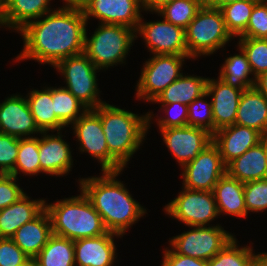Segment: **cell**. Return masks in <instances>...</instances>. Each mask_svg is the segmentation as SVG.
I'll return each mask as SVG.
<instances>
[{"mask_svg": "<svg viewBox=\"0 0 267 266\" xmlns=\"http://www.w3.org/2000/svg\"><path fill=\"white\" fill-rule=\"evenodd\" d=\"M234 236L212 259L207 261L208 266H253L263 254L253 251V243L249 246L237 244Z\"/></svg>", "mask_w": 267, "mask_h": 266, "instance_id": "4dcf8cb0", "label": "cell"}, {"mask_svg": "<svg viewBox=\"0 0 267 266\" xmlns=\"http://www.w3.org/2000/svg\"><path fill=\"white\" fill-rule=\"evenodd\" d=\"M262 134L253 128L233 124L218 129L213 134V143L218 147L227 166L251 147L261 141Z\"/></svg>", "mask_w": 267, "mask_h": 266, "instance_id": "ffe728a7", "label": "cell"}, {"mask_svg": "<svg viewBox=\"0 0 267 266\" xmlns=\"http://www.w3.org/2000/svg\"><path fill=\"white\" fill-rule=\"evenodd\" d=\"M180 170H182L180 174L183 179L182 187L213 191L219 179L226 174V165L218 147L212 142Z\"/></svg>", "mask_w": 267, "mask_h": 266, "instance_id": "8fae6325", "label": "cell"}, {"mask_svg": "<svg viewBox=\"0 0 267 266\" xmlns=\"http://www.w3.org/2000/svg\"><path fill=\"white\" fill-rule=\"evenodd\" d=\"M114 237L122 238L108 231L98 237L75 240V266H114L117 259Z\"/></svg>", "mask_w": 267, "mask_h": 266, "instance_id": "d6986e66", "label": "cell"}, {"mask_svg": "<svg viewBox=\"0 0 267 266\" xmlns=\"http://www.w3.org/2000/svg\"><path fill=\"white\" fill-rule=\"evenodd\" d=\"M178 196L164 207L169 217L186 226H210V222L219 218L213 191H199L181 188Z\"/></svg>", "mask_w": 267, "mask_h": 266, "instance_id": "30bf717a", "label": "cell"}, {"mask_svg": "<svg viewBox=\"0 0 267 266\" xmlns=\"http://www.w3.org/2000/svg\"><path fill=\"white\" fill-rule=\"evenodd\" d=\"M226 173L242 183L266 179L267 156L263 144L259 142L231 161L226 166Z\"/></svg>", "mask_w": 267, "mask_h": 266, "instance_id": "603a6c76", "label": "cell"}, {"mask_svg": "<svg viewBox=\"0 0 267 266\" xmlns=\"http://www.w3.org/2000/svg\"><path fill=\"white\" fill-rule=\"evenodd\" d=\"M143 16L135 31L142 37L151 55H188L185 30L161 17V20L146 22ZM152 53V54H151Z\"/></svg>", "mask_w": 267, "mask_h": 266, "instance_id": "7c38bea8", "label": "cell"}, {"mask_svg": "<svg viewBox=\"0 0 267 266\" xmlns=\"http://www.w3.org/2000/svg\"><path fill=\"white\" fill-rule=\"evenodd\" d=\"M49 132H41L39 136V162L40 173L49 176H66L72 171L73 159L70 143H68L61 134Z\"/></svg>", "mask_w": 267, "mask_h": 266, "instance_id": "e0dca14e", "label": "cell"}, {"mask_svg": "<svg viewBox=\"0 0 267 266\" xmlns=\"http://www.w3.org/2000/svg\"><path fill=\"white\" fill-rule=\"evenodd\" d=\"M206 91L211 98L214 133L223 127L235 124L237 109L244 90L227 85L219 77L208 78Z\"/></svg>", "mask_w": 267, "mask_h": 266, "instance_id": "ac0fdd59", "label": "cell"}, {"mask_svg": "<svg viewBox=\"0 0 267 266\" xmlns=\"http://www.w3.org/2000/svg\"><path fill=\"white\" fill-rule=\"evenodd\" d=\"M52 0H5L4 28L19 32L51 9Z\"/></svg>", "mask_w": 267, "mask_h": 266, "instance_id": "484cf974", "label": "cell"}, {"mask_svg": "<svg viewBox=\"0 0 267 266\" xmlns=\"http://www.w3.org/2000/svg\"><path fill=\"white\" fill-rule=\"evenodd\" d=\"M62 8L78 9L84 10V8L89 4L90 0H63Z\"/></svg>", "mask_w": 267, "mask_h": 266, "instance_id": "bcb514c9", "label": "cell"}, {"mask_svg": "<svg viewBox=\"0 0 267 266\" xmlns=\"http://www.w3.org/2000/svg\"><path fill=\"white\" fill-rule=\"evenodd\" d=\"M203 5H208L212 0H199Z\"/></svg>", "mask_w": 267, "mask_h": 266, "instance_id": "f5cc1de1", "label": "cell"}, {"mask_svg": "<svg viewBox=\"0 0 267 266\" xmlns=\"http://www.w3.org/2000/svg\"><path fill=\"white\" fill-rule=\"evenodd\" d=\"M259 0H239L221 7L227 30L235 39L247 28L254 5Z\"/></svg>", "mask_w": 267, "mask_h": 266, "instance_id": "d6a6232c", "label": "cell"}, {"mask_svg": "<svg viewBox=\"0 0 267 266\" xmlns=\"http://www.w3.org/2000/svg\"><path fill=\"white\" fill-rule=\"evenodd\" d=\"M190 229L169 238V247L179 255L204 261L212 259L235 236L219 224Z\"/></svg>", "mask_w": 267, "mask_h": 266, "instance_id": "9c48e42d", "label": "cell"}, {"mask_svg": "<svg viewBox=\"0 0 267 266\" xmlns=\"http://www.w3.org/2000/svg\"><path fill=\"white\" fill-rule=\"evenodd\" d=\"M52 101L54 102L55 115L65 127H70L88 110L63 86L52 87Z\"/></svg>", "mask_w": 267, "mask_h": 266, "instance_id": "1f68e13d", "label": "cell"}, {"mask_svg": "<svg viewBox=\"0 0 267 266\" xmlns=\"http://www.w3.org/2000/svg\"><path fill=\"white\" fill-rule=\"evenodd\" d=\"M121 171H102V176L80 178L78 188L100 214L106 229L123 236L147 210L133 198L123 181L117 179Z\"/></svg>", "mask_w": 267, "mask_h": 266, "instance_id": "7a4b0ae2", "label": "cell"}, {"mask_svg": "<svg viewBox=\"0 0 267 266\" xmlns=\"http://www.w3.org/2000/svg\"><path fill=\"white\" fill-rule=\"evenodd\" d=\"M240 37L267 39V4L264 0L254 5L246 31Z\"/></svg>", "mask_w": 267, "mask_h": 266, "instance_id": "ab89813d", "label": "cell"}, {"mask_svg": "<svg viewBox=\"0 0 267 266\" xmlns=\"http://www.w3.org/2000/svg\"><path fill=\"white\" fill-rule=\"evenodd\" d=\"M237 50L239 51L238 54L225 58V62L220 67L221 69H219L218 77L227 85L247 90L248 88L255 87L256 79L252 77L253 72L246 54L240 47Z\"/></svg>", "mask_w": 267, "mask_h": 266, "instance_id": "f1b7e54d", "label": "cell"}, {"mask_svg": "<svg viewBox=\"0 0 267 266\" xmlns=\"http://www.w3.org/2000/svg\"><path fill=\"white\" fill-rule=\"evenodd\" d=\"M25 96L34 117L35 123L41 132L62 131L65 126L59 121L54 112L52 101V87H43L41 90L31 89Z\"/></svg>", "mask_w": 267, "mask_h": 266, "instance_id": "4316f807", "label": "cell"}, {"mask_svg": "<svg viewBox=\"0 0 267 266\" xmlns=\"http://www.w3.org/2000/svg\"><path fill=\"white\" fill-rule=\"evenodd\" d=\"M235 124L267 133V99L256 87L243 91Z\"/></svg>", "mask_w": 267, "mask_h": 266, "instance_id": "cb8c5ba5", "label": "cell"}, {"mask_svg": "<svg viewBox=\"0 0 267 266\" xmlns=\"http://www.w3.org/2000/svg\"><path fill=\"white\" fill-rule=\"evenodd\" d=\"M235 1H239V0H212L208 4V6L219 8L220 9L224 5L229 4V3H232V2H235Z\"/></svg>", "mask_w": 267, "mask_h": 266, "instance_id": "c3c4849f", "label": "cell"}, {"mask_svg": "<svg viewBox=\"0 0 267 266\" xmlns=\"http://www.w3.org/2000/svg\"><path fill=\"white\" fill-rule=\"evenodd\" d=\"M162 258L161 266H208L207 261L179 255L169 247L163 250Z\"/></svg>", "mask_w": 267, "mask_h": 266, "instance_id": "ee69618b", "label": "cell"}, {"mask_svg": "<svg viewBox=\"0 0 267 266\" xmlns=\"http://www.w3.org/2000/svg\"><path fill=\"white\" fill-rule=\"evenodd\" d=\"M24 95L13 94L0 103V132L17 138L41 134Z\"/></svg>", "mask_w": 267, "mask_h": 266, "instance_id": "2e32d148", "label": "cell"}, {"mask_svg": "<svg viewBox=\"0 0 267 266\" xmlns=\"http://www.w3.org/2000/svg\"><path fill=\"white\" fill-rule=\"evenodd\" d=\"M143 11L155 13L173 0H140Z\"/></svg>", "mask_w": 267, "mask_h": 266, "instance_id": "f6af8a7d", "label": "cell"}, {"mask_svg": "<svg viewBox=\"0 0 267 266\" xmlns=\"http://www.w3.org/2000/svg\"><path fill=\"white\" fill-rule=\"evenodd\" d=\"M19 138L0 132V174H10L15 167Z\"/></svg>", "mask_w": 267, "mask_h": 266, "instance_id": "60d3db41", "label": "cell"}, {"mask_svg": "<svg viewBox=\"0 0 267 266\" xmlns=\"http://www.w3.org/2000/svg\"><path fill=\"white\" fill-rule=\"evenodd\" d=\"M53 235L51 219L44 209L32 221L21 226L11 237L14 243L33 260Z\"/></svg>", "mask_w": 267, "mask_h": 266, "instance_id": "44dd1931", "label": "cell"}, {"mask_svg": "<svg viewBox=\"0 0 267 266\" xmlns=\"http://www.w3.org/2000/svg\"><path fill=\"white\" fill-rule=\"evenodd\" d=\"M79 191L77 196L45 203L53 234L73 241L106 234L102 217L84 192Z\"/></svg>", "mask_w": 267, "mask_h": 266, "instance_id": "277c9868", "label": "cell"}, {"mask_svg": "<svg viewBox=\"0 0 267 266\" xmlns=\"http://www.w3.org/2000/svg\"><path fill=\"white\" fill-rule=\"evenodd\" d=\"M17 181L18 178L14 175L0 174V210L17 202L26 194Z\"/></svg>", "mask_w": 267, "mask_h": 266, "instance_id": "7bdbcfd3", "label": "cell"}, {"mask_svg": "<svg viewBox=\"0 0 267 266\" xmlns=\"http://www.w3.org/2000/svg\"><path fill=\"white\" fill-rule=\"evenodd\" d=\"M161 112L165 113V116H157L158 129H167L172 127H183L188 125V105L175 102L172 104H161ZM159 118V119H158Z\"/></svg>", "mask_w": 267, "mask_h": 266, "instance_id": "f35d334b", "label": "cell"}, {"mask_svg": "<svg viewBox=\"0 0 267 266\" xmlns=\"http://www.w3.org/2000/svg\"><path fill=\"white\" fill-rule=\"evenodd\" d=\"M71 128L76 141L79 142L78 150L95 158L101 166V171H109V150L100 116L93 109H88Z\"/></svg>", "mask_w": 267, "mask_h": 266, "instance_id": "5bb4252c", "label": "cell"}, {"mask_svg": "<svg viewBox=\"0 0 267 266\" xmlns=\"http://www.w3.org/2000/svg\"><path fill=\"white\" fill-rule=\"evenodd\" d=\"M99 25L91 37L85 32L84 54L99 70L126 64V58L135 43V30L123 25Z\"/></svg>", "mask_w": 267, "mask_h": 266, "instance_id": "5b68a950", "label": "cell"}, {"mask_svg": "<svg viewBox=\"0 0 267 266\" xmlns=\"http://www.w3.org/2000/svg\"><path fill=\"white\" fill-rule=\"evenodd\" d=\"M245 206L249 212L259 213L267 210V178L244 183Z\"/></svg>", "mask_w": 267, "mask_h": 266, "instance_id": "74e56055", "label": "cell"}, {"mask_svg": "<svg viewBox=\"0 0 267 266\" xmlns=\"http://www.w3.org/2000/svg\"><path fill=\"white\" fill-rule=\"evenodd\" d=\"M53 68L62 74L66 86L87 109H96L105 103L100 98L97 73L100 70L84 54L70 56L58 62Z\"/></svg>", "mask_w": 267, "mask_h": 266, "instance_id": "52a82bcc", "label": "cell"}, {"mask_svg": "<svg viewBox=\"0 0 267 266\" xmlns=\"http://www.w3.org/2000/svg\"><path fill=\"white\" fill-rule=\"evenodd\" d=\"M5 0H0V27L4 26Z\"/></svg>", "mask_w": 267, "mask_h": 266, "instance_id": "681fc988", "label": "cell"}, {"mask_svg": "<svg viewBox=\"0 0 267 266\" xmlns=\"http://www.w3.org/2000/svg\"><path fill=\"white\" fill-rule=\"evenodd\" d=\"M253 266H267V257L262 254L257 261L254 263Z\"/></svg>", "mask_w": 267, "mask_h": 266, "instance_id": "f907efd6", "label": "cell"}, {"mask_svg": "<svg viewBox=\"0 0 267 266\" xmlns=\"http://www.w3.org/2000/svg\"><path fill=\"white\" fill-rule=\"evenodd\" d=\"M234 39L227 30L221 9L202 5L185 29L188 56L192 60L210 56Z\"/></svg>", "mask_w": 267, "mask_h": 266, "instance_id": "8992f818", "label": "cell"}, {"mask_svg": "<svg viewBox=\"0 0 267 266\" xmlns=\"http://www.w3.org/2000/svg\"><path fill=\"white\" fill-rule=\"evenodd\" d=\"M213 193L219 215L226 214L239 219L247 217L244 183L226 173L215 185Z\"/></svg>", "mask_w": 267, "mask_h": 266, "instance_id": "d4e9b609", "label": "cell"}, {"mask_svg": "<svg viewBox=\"0 0 267 266\" xmlns=\"http://www.w3.org/2000/svg\"><path fill=\"white\" fill-rule=\"evenodd\" d=\"M202 5L199 0H173L155 14L185 30Z\"/></svg>", "mask_w": 267, "mask_h": 266, "instance_id": "e575fe53", "label": "cell"}, {"mask_svg": "<svg viewBox=\"0 0 267 266\" xmlns=\"http://www.w3.org/2000/svg\"><path fill=\"white\" fill-rule=\"evenodd\" d=\"M255 87L267 99V71L256 78Z\"/></svg>", "mask_w": 267, "mask_h": 266, "instance_id": "7dc6e473", "label": "cell"}, {"mask_svg": "<svg viewBox=\"0 0 267 266\" xmlns=\"http://www.w3.org/2000/svg\"><path fill=\"white\" fill-rule=\"evenodd\" d=\"M36 266H75L74 241L52 235L33 259Z\"/></svg>", "mask_w": 267, "mask_h": 266, "instance_id": "f546056e", "label": "cell"}, {"mask_svg": "<svg viewBox=\"0 0 267 266\" xmlns=\"http://www.w3.org/2000/svg\"><path fill=\"white\" fill-rule=\"evenodd\" d=\"M31 260L11 238H0V266L32 265Z\"/></svg>", "mask_w": 267, "mask_h": 266, "instance_id": "b9f144b4", "label": "cell"}, {"mask_svg": "<svg viewBox=\"0 0 267 266\" xmlns=\"http://www.w3.org/2000/svg\"><path fill=\"white\" fill-rule=\"evenodd\" d=\"M87 25L83 10L54 8L18 32L24 45L15 59L18 63L33 59L54 67L65 58L82 54Z\"/></svg>", "mask_w": 267, "mask_h": 266, "instance_id": "6da1fadb", "label": "cell"}, {"mask_svg": "<svg viewBox=\"0 0 267 266\" xmlns=\"http://www.w3.org/2000/svg\"><path fill=\"white\" fill-rule=\"evenodd\" d=\"M208 77L182 74L172 82L152 103L172 104L179 102L189 105L206 92Z\"/></svg>", "mask_w": 267, "mask_h": 266, "instance_id": "83f0119b", "label": "cell"}, {"mask_svg": "<svg viewBox=\"0 0 267 266\" xmlns=\"http://www.w3.org/2000/svg\"><path fill=\"white\" fill-rule=\"evenodd\" d=\"M188 55H153L143 63L136 85L137 100L152 103L158 95L183 74Z\"/></svg>", "mask_w": 267, "mask_h": 266, "instance_id": "ba28073f", "label": "cell"}, {"mask_svg": "<svg viewBox=\"0 0 267 266\" xmlns=\"http://www.w3.org/2000/svg\"><path fill=\"white\" fill-rule=\"evenodd\" d=\"M260 142L263 144V147L265 149L266 156H267V133H265V134H263L261 136V141Z\"/></svg>", "mask_w": 267, "mask_h": 266, "instance_id": "816d5d0a", "label": "cell"}, {"mask_svg": "<svg viewBox=\"0 0 267 266\" xmlns=\"http://www.w3.org/2000/svg\"><path fill=\"white\" fill-rule=\"evenodd\" d=\"M46 200L31 199L28 194L0 210V238H11L25 223L32 221L45 209Z\"/></svg>", "mask_w": 267, "mask_h": 266, "instance_id": "7402d4cb", "label": "cell"}, {"mask_svg": "<svg viewBox=\"0 0 267 266\" xmlns=\"http://www.w3.org/2000/svg\"><path fill=\"white\" fill-rule=\"evenodd\" d=\"M163 142L182 168L213 142V134L194 126L159 129Z\"/></svg>", "mask_w": 267, "mask_h": 266, "instance_id": "4fadbf2b", "label": "cell"}, {"mask_svg": "<svg viewBox=\"0 0 267 266\" xmlns=\"http://www.w3.org/2000/svg\"><path fill=\"white\" fill-rule=\"evenodd\" d=\"M33 176L40 174L39 137L19 138V150L14 170L10 173L19 179L18 175Z\"/></svg>", "mask_w": 267, "mask_h": 266, "instance_id": "836d02e7", "label": "cell"}, {"mask_svg": "<svg viewBox=\"0 0 267 266\" xmlns=\"http://www.w3.org/2000/svg\"><path fill=\"white\" fill-rule=\"evenodd\" d=\"M142 10L140 0H90L83 13L87 24L93 17L101 24L123 25L136 31Z\"/></svg>", "mask_w": 267, "mask_h": 266, "instance_id": "9a60e30c", "label": "cell"}, {"mask_svg": "<svg viewBox=\"0 0 267 266\" xmlns=\"http://www.w3.org/2000/svg\"><path fill=\"white\" fill-rule=\"evenodd\" d=\"M236 47L246 54L255 79L267 71V39L239 37Z\"/></svg>", "mask_w": 267, "mask_h": 266, "instance_id": "d590c367", "label": "cell"}, {"mask_svg": "<svg viewBox=\"0 0 267 266\" xmlns=\"http://www.w3.org/2000/svg\"><path fill=\"white\" fill-rule=\"evenodd\" d=\"M207 91L188 105V125L200 127L214 134V119ZM205 99V100H204Z\"/></svg>", "mask_w": 267, "mask_h": 266, "instance_id": "8d00e7d4", "label": "cell"}, {"mask_svg": "<svg viewBox=\"0 0 267 266\" xmlns=\"http://www.w3.org/2000/svg\"><path fill=\"white\" fill-rule=\"evenodd\" d=\"M93 110L101 118L109 150V171L124 170L131 157L143 146L155 114L150 111L139 115L106 102Z\"/></svg>", "mask_w": 267, "mask_h": 266, "instance_id": "3957f363", "label": "cell"}]
</instances>
